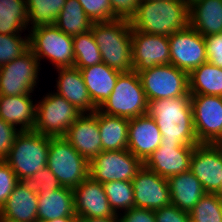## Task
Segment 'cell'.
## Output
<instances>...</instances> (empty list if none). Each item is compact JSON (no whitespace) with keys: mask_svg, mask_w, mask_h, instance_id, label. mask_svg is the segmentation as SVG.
Wrapping results in <instances>:
<instances>
[{"mask_svg":"<svg viewBox=\"0 0 222 222\" xmlns=\"http://www.w3.org/2000/svg\"><path fill=\"white\" fill-rule=\"evenodd\" d=\"M147 114L160 130L161 143L200 144L194 128L190 93L179 98L148 101Z\"/></svg>","mask_w":222,"mask_h":222,"instance_id":"1","label":"cell"},{"mask_svg":"<svg viewBox=\"0 0 222 222\" xmlns=\"http://www.w3.org/2000/svg\"><path fill=\"white\" fill-rule=\"evenodd\" d=\"M130 25L139 32L168 37L189 25V8L180 0L140 2Z\"/></svg>","mask_w":222,"mask_h":222,"instance_id":"2","label":"cell"},{"mask_svg":"<svg viewBox=\"0 0 222 222\" xmlns=\"http://www.w3.org/2000/svg\"><path fill=\"white\" fill-rule=\"evenodd\" d=\"M91 32L99 46L102 61L120 73L133 71L132 28L130 21L116 19L93 22Z\"/></svg>","mask_w":222,"mask_h":222,"instance_id":"3","label":"cell"},{"mask_svg":"<svg viewBox=\"0 0 222 222\" xmlns=\"http://www.w3.org/2000/svg\"><path fill=\"white\" fill-rule=\"evenodd\" d=\"M50 136L34 130L20 131L4 161L15 172L18 180L32 177L47 166Z\"/></svg>","mask_w":222,"mask_h":222,"instance_id":"4","label":"cell"},{"mask_svg":"<svg viewBox=\"0 0 222 222\" xmlns=\"http://www.w3.org/2000/svg\"><path fill=\"white\" fill-rule=\"evenodd\" d=\"M98 109L105 114L126 119L147 114L148 101L138 73L134 70L121 73L112 93Z\"/></svg>","mask_w":222,"mask_h":222,"instance_id":"5","label":"cell"},{"mask_svg":"<svg viewBox=\"0 0 222 222\" xmlns=\"http://www.w3.org/2000/svg\"><path fill=\"white\" fill-rule=\"evenodd\" d=\"M29 48L40 62L50 61L55 68L74 66L73 37L55 25H40L29 31Z\"/></svg>","mask_w":222,"mask_h":222,"instance_id":"6","label":"cell"},{"mask_svg":"<svg viewBox=\"0 0 222 222\" xmlns=\"http://www.w3.org/2000/svg\"><path fill=\"white\" fill-rule=\"evenodd\" d=\"M47 167L63 187L75 188L89 176V161L64 137H51Z\"/></svg>","mask_w":222,"mask_h":222,"instance_id":"7","label":"cell"},{"mask_svg":"<svg viewBox=\"0 0 222 222\" xmlns=\"http://www.w3.org/2000/svg\"><path fill=\"white\" fill-rule=\"evenodd\" d=\"M34 131L50 137H64L71 125L83 114L56 92L44 94L37 101Z\"/></svg>","mask_w":222,"mask_h":222,"instance_id":"8","label":"cell"},{"mask_svg":"<svg viewBox=\"0 0 222 222\" xmlns=\"http://www.w3.org/2000/svg\"><path fill=\"white\" fill-rule=\"evenodd\" d=\"M147 101L189 94V74L172 64L157 65L138 73Z\"/></svg>","mask_w":222,"mask_h":222,"instance_id":"9","label":"cell"},{"mask_svg":"<svg viewBox=\"0 0 222 222\" xmlns=\"http://www.w3.org/2000/svg\"><path fill=\"white\" fill-rule=\"evenodd\" d=\"M40 64L29 48L13 61L0 66V95L16 96L34 92L39 83Z\"/></svg>","mask_w":222,"mask_h":222,"instance_id":"10","label":"cell"},{"mask_svg":"<svg viewBox=\"0 0 222 222\" xmlns=\"http://www.w3.org/2000/svg\"><path fill=\"white\" fill-rule=\"evenodd\" d=\"M143 165L128 149L102 151L89 161V176L101 184L131 181Z\"/></svg>","mask_w":222,"mask_h":222,"instance_id":"11","label":"cell"},{"mask_svg":"<svg viewBox=\"0 0 222 222\" xmlns=\"http://www.w3.org/2000/svg\"><path fill=\"white\" fill-rule=\"evenodd\" d=\"M191 107L198 142L222 144V96L191 94Z\"/></svg>","mask_w":222,"mask_h":222,"instance_id":"12","label":"cell"},{"mask_svg":"<svg viewBox=\"0 0 222 222\" xmlns=\"http://www.w3.org/2000/svg\"><path fill=\"white\" fill-rule=\"evenodd\" d=\"M170 64L190 74L195 68L207 62L204 37L193 27L176 31L168 36Z\"/></svg>","mask_w":222,"mask_h":222,"instance_id":"13","label":"cell"},{"mask_svg":"<svg viewBox=\"0 0 222 222\" xmlns=\"http://www.w3.org/2000/svg\"><path fill=\"white\" fill-rule=\"evenodd\" d=\"M189 170L200 181L206 193L218 194L222 188V144L196 145Z\"/></svg>","mask_w":222,"mask_h":222,"instance_id":"14","label":"cell"},{"mask_svg":"<svg viewBox=\"0 0 222 222\" xmlns=\"http://www.w3.org/2000/svg\"><path fill=\"white\" fill-rule=\"evenodd\" d=\"M134 207L158 210L171 204L168 179L147 169L144 165L131 180Z\"/></svg>","mask_w":222,"mask_h":222,"instance_id":"15","label":"cell"},{"mask_svg":"<svg viewBox=\"0 0 222 222\" xmlns=\"http://www.w3.org/2000/svg\"><path fill=\"white\" fill-rule=\"evenodd\" d=\"M132 64L137 73L157 65L170 64L167 36L153 35L132 29Z\"/></svg>","mask_w":222,"mask_h":222,"instance_id":"16","label":"cell"},{"mask_svg":"<svg viewBox=\"0 0 222 222\" xmlns=\"http://www.w3.org/2000/svg\"><path fill=\"white\" fill-rule=\"evenodd\" d=\"M194 147L183 146L181 143H161L144 162V166L168 179L189 170Z\"/></svg>","mask_w":222,"mask_h":222,"instance_id":"17","label":"cell"},{"mask_svg":"<svg viewBox=\"0 0 222 222\" xmlns=\"http://www.w3.org/2000/svg\"><path fill=\"white\" fill-rule=\"evenodd\" d=\"M72 190L77 217L102 218L116 215L99 181L88 176Z\"/></svg>","mask_w":222,"mask_h":222,"instance_id":"18","label":"cell"},{"mask_svg":"<svg viewBox=\"0 0 222 222\" xmlns=\"http://www.w3.org/2000/svg\"><path fill=\"white\" fill-rule=\"evenodd\" d=\"M64 138L90 161L102 152L101 135L98 128V109L83 113L68 129Z\"/></svg>","mask_w":222,"mask_h":222,"instance_id":"19","label":"cell"},{"mask_svg":"<svg viewBox=\"0 0 222 222\" xmlns=\"http://www.w3.org/2000/svg\"><path fill=\"white\" fill-rule=\"evenodd\" d=\"M162 135L148 114L129 119L127 149L143 163L160 146Z\"/></svg>","mask_w":222,"mask_h":222,"instance_id":"20","label":"cell"},{"mask_svg":"<svg viewBox=\"0 0 222 222\" xmlns=\"http://www.w3.org/2000/svg\"><path fill=\"white\" fill-rule=\"evenodd\" d=\"M56 92L82 113H93L98 108L92 103L80 69L76 67L56 68Z\"/></svg>","mask_w":222,"mask_h":222,"instance_id":"21","label":"cell"},{"mask_svg":"<svg viewBox=\"0 0 222 222\" xmlns=\"http://www.w3.org/2000/svg\"><path fill=\"white\" fill-rule=\"evenodd\" d=\"M38 194L28 191L19 181L0 209L3 222H36Z\"/></svg>","mask_w":222,"mask_h":222,"instance_id":"22","label":"cell"},{"mask_svg":"<svg viewBox=\"0 0 222 222\" xmlns=\"http://www.w3.org/2000/svg\"><path fill=\"white\" fill-rule=\"evenodd\" d=\"M32 94L0 95V118L20 131L33 130L36 123L37 102Z\"/></svg>","mask_w":222,"mask_h":222,"instance_id":"23","label":"cell"},{"mask_svg":"<svg viewBox=\"0 0 222 222\" xmlns=\"http://www.w3.org/2000/svg\"><path fill=\"white\" fill-rule=\"evenodd\" d=\"M83 80L92 103L99 108L112 93L119 71L107 66L104 62L81 68Z\"/></svg>","mask_w":222,"mask_h":222,"instance_id":"24","label":"cell"},{"mask_svg":"<svg viewBox=\"0 0 222 222\" xmlns=\"http://www.w3.org/2000/svg\"><path fill=\"white\" fill-rule=\"evenodd\" d=\"M168 183L171 204L189 213L206 193L200 181L190 170L170 176Z\"/></svg>","mask_w":222,"mask_h":222,"instance_id":"25","label":"cell"},{"mask_svg":"<svg viewBox=\"0 0 222 222\" xmlns=\"http://www.w3.org/2000/svg\"><path fill=\"white\" fill-rule=\"evenodd\" d=\"M37 212L38 221L43 222L76 215L72 188L62 186L60 189L38 194Z\"/></svg>","mask_w":222,"mask_h":222,"instance_id":"26","label":"cell"},{"mask_svg":"<svg viewBox=\"0 0 222 222\" xmlns=\"http://www.w3.org/2000/svg\"><path fill=\"white\" fill-rule=\"evenodd\" d=\"M189 25L203 37L222 33V0H200L189 8Z\"/></svg>","mask_w":222,"mask_h":222,"instance_id":"27","label":"cell"},{"mask_svg":"<svg viewBox=\"0 0 222 222\" xmlns=\"http://www.w3.org/2000/svg\"><path fill=\"white\" fill-rule=\"evenodd\" d=\"M129 119L108 115L98 109L102 151L127 149Z\"/></svg>","mask_w":222,"mask_h":222,"instance_id":"28","label":"cell"},{"mask_svg":"<svg viewBox=\"0 0 222 222\" xmlns=\"http://www.w3.org/2000/svg\"><path fill=\"white\" fill-rule=\"evenodd\" d=\"M189 93L222 96V68L205 62L189 74Z\"/></svg>","mask_w":222,"mask_h":222,"instance_id":"29","label":"cell"},{"mask_svg":"<svg viewBox=\"0 0 222 222\" xmlns=\"http://www.w3.org/2000/svg\"><path fill=\"white\" fill-rule=\"evenodd\" d=\"M92 23L78 0H66L54 25L67 35L74 37L89 32Z\"/></svg>","mask_w":222,"mask_h":222,"instance_id":"30","label":"cell"},{"mask_svg":"<svg viewBox=\"0 0 222 222\" xmlns=\"http://www.w3.org/2000/svg\"><path fill=\"white\" fill-rule=\"evenodd\" d=\"M25 0H0V33L21 34L29 30Z\"/></svg>","mask_w":222,"mask_h":222,"instance_id":"31","label":"cell"},{"mask_svg":"<svg viewBox=\"0 0 222 222\" xmlns=\"http://www.w3.org/2000/svg\"><path fill=\"white\" fill-rule=\"evenodd\" d=\"M65 2L66 0H25L29 29L54 25Z\"/></svg>","mask_w":222,"mask_h":222,"instance_id":"32","label":"cell"},{"mask_svg":"<svg viewBox=\"0 0 222 222\" xmlns=\"http://www.w3.org/2000/svg\"><path fill=\"white\" fill-rule=\"evenodd\" d=\"M74 67L77 69L99 64L102 61L99 46L91 30L73 37Z\"/></svg>","mask_w":222,"mask_h":222,"instance_id":"33","label":"cell"},{"mask_svg":"<svg viewBox=\"0 0 222 222\" xmlns=\"http://www.w3.org/2000/svg\"><path fill=\"white\" fill-rule=\"evenodd\" d=\"M108 202L115 214L134 207V191L131 181H112L103 183Z\"/></svg>","mask_w":222,"mask_h":222,"instance_id":"34","label":"cell"},{"mask_svg":"<svg viewBox=\"0 0 222 222\" xmlns=\"http://www.w3.org/2000/svg\"><path fill=\"white\" fill-rule=\"evenodd\" d=\"M189 214L190 222H222V197L205 193Z\"/></svg>","mask_w":222,"mask_h":222,"instance_id":"35","label":"cell"},{"mask_svg":"<svg viewBox=\"0 0 222 222\" xmlns=\"http://www.w3.org/2000/svg\"><path fill=\"white\" fill-rule=\"evenodd\" d=\"M3 35L0 33V66L13 61L29 49V34Z\"/></svg>","mask_w":222,"mask_h":222,"instance_id":"36","label":"cell"},{"mask_svg":"<svg viewBox=\"0 0 222 222\" xmlns=\"http://www.w3.org/2000/svg\"><path fill=\"white\" fill-rule=\"evenodd\" d=\"M20 182L28 191L36 194H45V192L54 191L62 187L57 177L47 166L32 177L23 178Z\"/></svg>","mask_w":222,"mask_h":222,"instance_id":"37","label":"cell"},{"mask_svg":"<svg viewBox=\"0 0 222 222\" xmlns=\"http://www.w3.org/2000/svg\"><path fill=\"white\" fill-rule=\"evenodd\" d=\"M78 1L92 22H109L114 20V13L109 0Z\"/></svg>","mask_w":222,"mask_h":222,"instance_id":"38","label":"cell"},{"mask_svg":"<svg viewBox=\"0 0 222 222\" xmlns=\"http://www.w3.org/2000/svg\"><path fill=\"white\" fill-rule=\"evenodd\" d=\"M19 182L15 172L4 161L0 160V209Z\"/></svg>","mask_w":222,"mask_h":222,"instance_id":"39","label":"cell"},{"mask_svg":"<svg viewBox=\"0 0 222 222\" xmlns=\"http://www.w3.org/2000/svg\"><path fill=\"white\" fill-rule=\"evenodd\" d=\"M19 132L18 128L0 118V160H4L8 156Z\"/></svg>","mask_w":222,"mask_h":222,"instance_id":"40","label":"cell"},{"mask_svg":"<svg viewBox=\"0 0 222 222\" xmlns=\"http://www.w3.org/2000/svg\"><path fill=\"white\" fill-rule=\"evenodd\" d=\"M207 62L222 68V33L204 37Z\"/></svg>","mask_w":222,"mask_h":222,"instance_id":"41","label":"cell"},{"mask_svg":"<svg viewBox=\"0 0 222 222\" xmlns=\"http://www.w3.org/2000/svg\"><path fill=\"white\" fill-rule=\"evenodd\" d=\"M156 222H190L189 212L172 204L155 210Z\"/></svg>","mask_w":222,"mask_h":222,"instance_id":"42","label":"cell"},{"mask_svg":"<svg viewBox=\"0 0 222 222\" xmlns=\"http://www.w3.org/2000/svg\"><path fill=\"white\" fill-rule=\"evenodd\" d=\"M112 12L114 13V20L130 19L135 15L137 8L140 4V0H109Z\"/></svg>","mask_w":222,"mask_h":222,"instance_id":"43","label":"cell"},{"mask_svg":"<svg viewBox=\"0 0 222 222\" xmlns=\"http://www.w3.org/2000/svg\"><path fill=\"white\" fill-rule=\"evenodd\" d=\"M120 222H156L155 211L133 207L119 214Z\"/></svg>","mask_w":222,"mask_h":222,"instance_id":"44","label":"cell"},{"mask_svg":"<svg viewBox=\"0 0 222 222\" xmlns=\"http://www.w3.org/2000/svg\"><path fill=\"white\" fill-rule=\"evenodd\" d=\"M77 222H120V218L118 214L102 218L77 217Z\"/></svg>","mask_w":222,"mask_h":222,"instance_id":"45","label":"cell"},{"mask_svg":"<svg viewBox=\"0 0 222 222\" xmlns=\"http://www.w3.org/2000/svg\"><path fill=\"white\" fill-rule=\"evenodd\" d=\"M49 222H77V216L73 215L70 217H62V218L51 220Z\"/></svg>","mask_w":222,"mask_h":222,"instance_id":"46","label":"cell"},{"mask_svg":"<svg viewBox=\"0 0 222 222\" xmlns=\"http://www.w3.org/2000/svg\"><path fill=\"white\" fill-rule=\"evenodd\" d=\"M183 4H185L188 8H190L193 4L200 0H180Z\"/></svg>","mask_w":222,"mask_h":222,"instance_id":"47","label":"cell"},{"mask_svg":"<svg viewBox=\"0 0 222 222\" xmlns=\"http://www.w3.org/2000/svg\"><path fill=\"white\" fill-rule=\"evenodd\" d=\"M144 1H157V0H140V2H144Z\"/></svg>","mask_w":222,"mask_h":222,"instance_id":"48","label":"cell"},{"mask_svg":"<svg viewBox=\"0 0 222 222\" xmlns=\"http://www.w3.org/2000/svg\"><path fill=\"white\" fill-rule=\"evenodd\" d=\"M218 194L222 197V188H221V191Z\"/></svg>","mask_w":222,"mask_h":222,"instance_id":"49","label":"cell"}]
</instances>
